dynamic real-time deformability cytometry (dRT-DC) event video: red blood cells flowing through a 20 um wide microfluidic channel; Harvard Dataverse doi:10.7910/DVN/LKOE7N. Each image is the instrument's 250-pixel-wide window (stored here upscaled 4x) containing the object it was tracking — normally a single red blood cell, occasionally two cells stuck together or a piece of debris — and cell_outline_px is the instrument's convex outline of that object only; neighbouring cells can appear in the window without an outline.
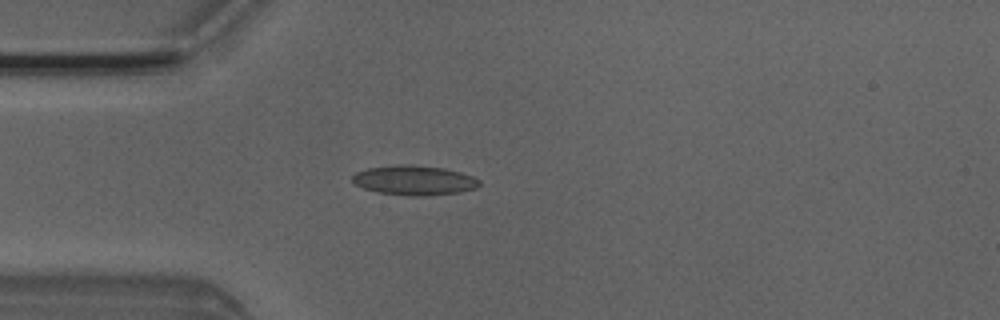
{"species": "Egyptian fruit bat (a non-hibernating species)", "species_latin": "Rousettus aegyptiacus", "temperature_condition": "room temperature", "stored_images_in_passage": 3, "camera_frame_rate_fps": 3000, "um_per_image_px": 0.085, "animal": {"sex": "male"}, "frame": {"image": 1, "passage_image": 3, "time_ms": 0.667, "image_size_px": [1000, 320], "cell_outline_px": [[480, 184], [476, 188], [460, 192], [424, 196], [408, 196], [380, 192], [364, 188], [356, 184], [352, 180], [352, 176], [356, 172], [368, 168], [400, 164], [408, 164], [444, 168], [460, 172], [472, 176], [480, 180]], "centroid_in_image_um": [35.23, 15.32], "position_along_channel_um": 49.8, "area_um2": 21.85}}